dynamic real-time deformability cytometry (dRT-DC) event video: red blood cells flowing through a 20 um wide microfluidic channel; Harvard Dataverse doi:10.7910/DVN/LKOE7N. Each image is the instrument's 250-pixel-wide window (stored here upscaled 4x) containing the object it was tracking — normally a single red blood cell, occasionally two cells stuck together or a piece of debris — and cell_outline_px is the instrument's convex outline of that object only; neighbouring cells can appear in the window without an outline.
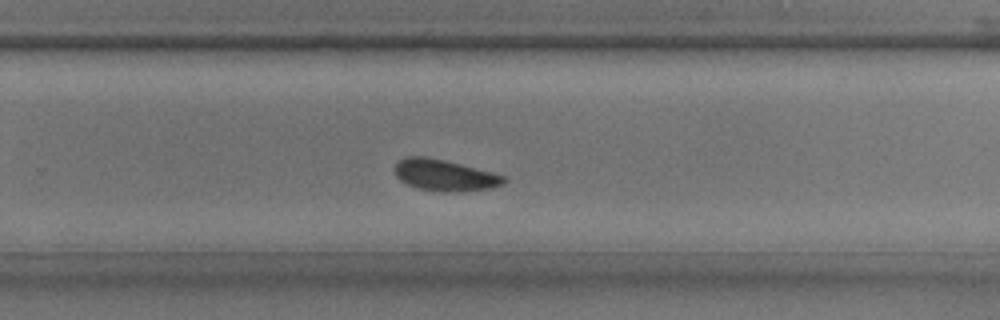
{"species": "common noctule bat (a hibernating species)", "species_latin": "Nyctalus noctula", "temperature_condition": "room temperature", "stored_images_in_passage": 23, "camera_frame_rate_fps": 3000, "um_per_image_px": 0.085, "animal": {"sex": "male", "body_mass_g": 17.9, "forearm_length_mm": 54.2}, "frame": {"image": 1, "passage_image": 17, "time_ms": 5.333, "image_size_px": [1000, 320], "cell_outline_px": [[508, 180], [504, 184], [488, 188], [420, 188], [408, 184], [400, 180], [396, 176], [392, 168], [404, 156], [424, 156], [444, 160], [492, 172], [504, 176]], "centroid_in_image_um": [37.72, 14.81], "position_along_channel_um": 292.1, "area_um2": 18.67}}
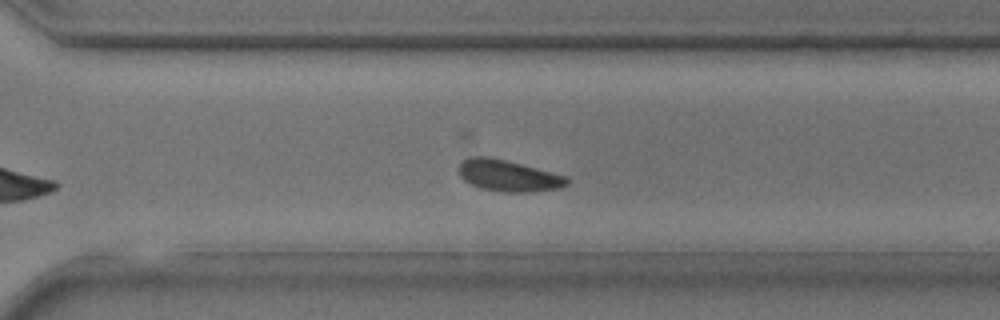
{"frame": {"image": 2, "passage_image": 19, "time_ms": 6.0, "image_size_px": [1000, 320], "cell_outline_px": [[568, 184], [560, 188], [528, 192], [504, 192], [480, 188], [464, 180], [460, 176], [460, 164], [464, 160], [472, 156], [488, 156], [568, 176]], "centroid_in_image_um": [43.22, 14.94], "position_along_channel_um": 327.4, "area_um2": 19.54}}